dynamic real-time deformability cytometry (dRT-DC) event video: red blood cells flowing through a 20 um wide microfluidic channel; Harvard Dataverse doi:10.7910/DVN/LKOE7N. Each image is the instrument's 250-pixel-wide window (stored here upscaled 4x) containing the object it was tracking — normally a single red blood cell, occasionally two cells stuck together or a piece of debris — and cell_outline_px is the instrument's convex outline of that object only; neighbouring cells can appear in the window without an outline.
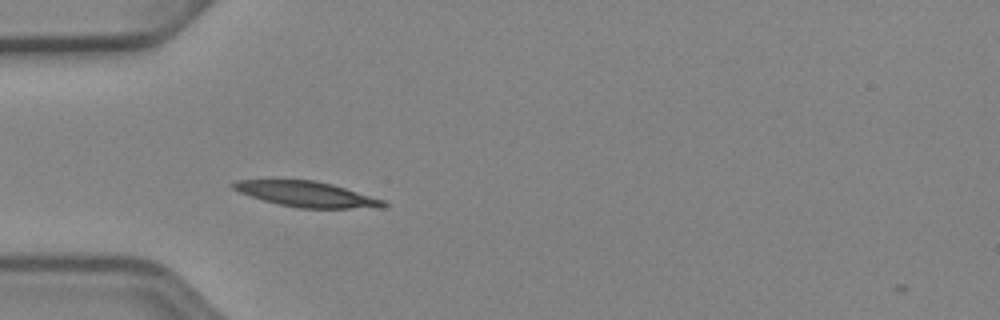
{"species": "Egyptian fruit bat (a non-hibernating species)", "species_latin": "Rousettus aegyptiacus", "temperature_condition": "cold", "stored_images_in_passage": 39, "camera_frame_rate_fps": 3000, "um_per_image_px": 0.085, "animal": {"sex": "female"}, "frame": {"image": 1, "passage_image": 3, "time_ms": 0.667, "image_size_px": [1000, 320], "cell_outline_px": [[388, 204], [384, 208], [300, 208], [280, 204], [264, 200], [240, 192], [232, 188], [228, 184], [236, 180], [316, 180], [332, 184], [384, 200]], "centroid_in_image_um": [26.08, 16.5], "position_along_channel_um": 58.9, "area_um2": 22.08}}
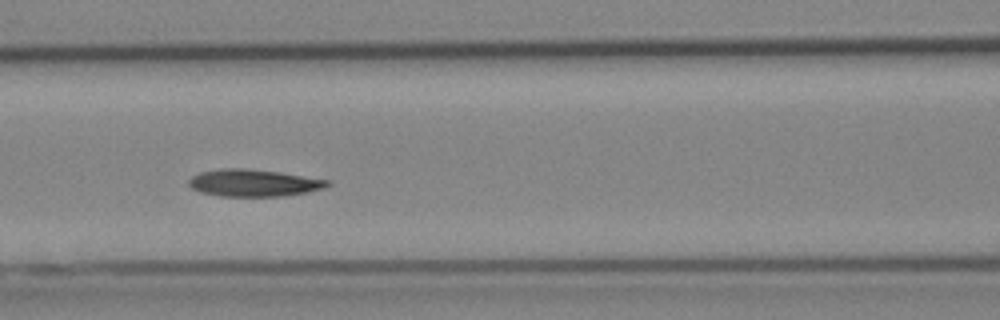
{"frame": {"image": 2, "passage_image": 10, "time_ms": 3.0, "image_size_px": [1000, 320], "cell_outline_px": [[332, 184], [324, 188], [308, 192], [280, 196], [220, 196], [200, 192], [192, 188], [188, 184], [188, 180], [192, 176], [200, 172], [224, 168], [244, 168], [280, 172], [332, 180]], "centroid_in_image_um": [21.59, 15.54], "position_along_channel_um": 145.0, "area_um2": 22.02}}
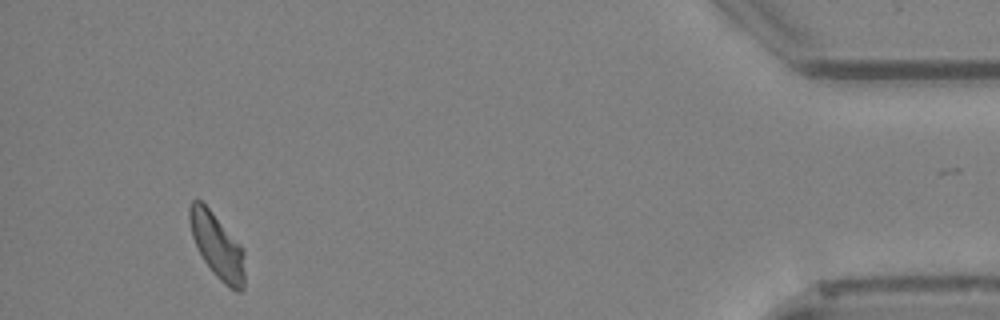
{"frame": {"image": 3, "passage_image": 36, "time_ms": 11.667, "image_size_px": [1000, 320], "cell_outline_px": [[244, 288], [240, 292], [236, 292], [224, 284], [212, 272], [204, 260], [192, 236], [188, 216], [188, 208], [192, 200], [200, 200], [212, 212], [244, 248]], "centroid_in_image_um": [18.47, 20.92], "position_along_channel_um": 416.7, "area_um2": 20.81}, "authors_computed_cell_mechanics": {"area_um2": 21.2704, "velocity_mm_per_s": 3.8923, "shape_relaxation_time_tau1_ms": 6.9554, "shape_relaxation_time_tau2_ms": 5.0371, "deformation_change_tau1": 0.1394, "deformation_change_tau2": 0.1073}}